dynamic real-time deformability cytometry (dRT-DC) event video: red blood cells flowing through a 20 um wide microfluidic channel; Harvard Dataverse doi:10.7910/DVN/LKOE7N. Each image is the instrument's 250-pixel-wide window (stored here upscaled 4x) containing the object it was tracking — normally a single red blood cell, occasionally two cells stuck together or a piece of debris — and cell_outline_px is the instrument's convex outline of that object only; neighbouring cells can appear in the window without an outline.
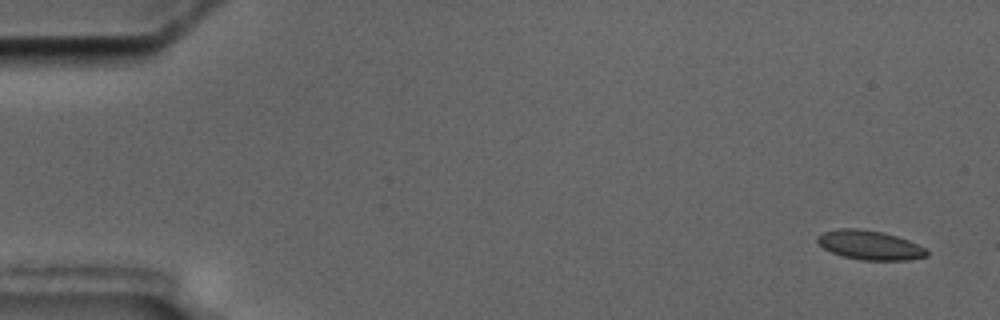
{"species": "common noctule bat (a hibernating species)", "species_latin": "Nyctalus noctula", "temperature_condition": "cold", "stored_images_in_passage": 5, "camera_frame_rate_fps": 3000, "um_per_image_px": 0.085, "animal": {"sex": "male", "body_mass_g": 17.5, "forearm_length_mm": 52.3}, "frame": {"image": 1, "passage_image": 1, "time_ms": 0.0, "image_size_px": [1000, 320], "cell_outline_px": [[928, 256], [912, 260], [860, 260], [844, 256], [832, 252], [824, 248], [816, 240], [816, 236], [824, 232], [840, 228], [856, 228], [884, 232], [908, 240], [924, 248], [928, 252]], "centroid_in_image_um": [73.93, 20.83], "position_along_channel_um": 11.1, "area_um2": 18.55}}
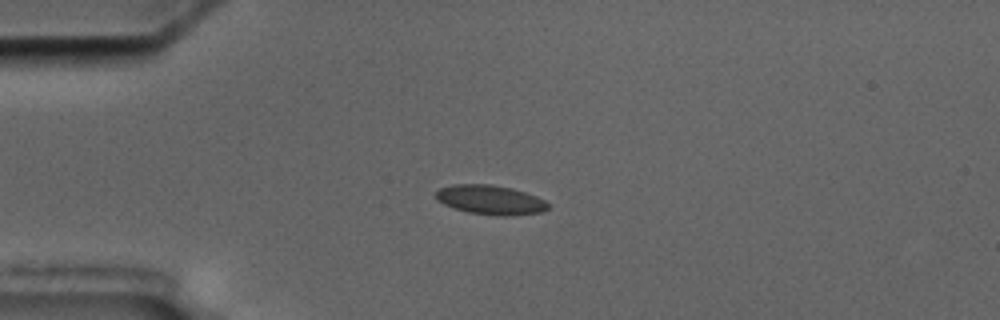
{"frame": {"image": 2, "passage_image": 4, "time_ms": 4.0, "image_size_px": [1000, 320], "cell_outline_px": [[548, 208], [544, 212], [512, 216], [496, 216], [468, 212], [452, 208], [436, 200], [436, 192], [440, 188], [452, 184], [492, 184], [512, 188], [536, 196], [544, 200], [548, 204]], "centroid_in_image_um": [41.68, 16.99], "position_along_channel_um": 43.3, "area_um2": 19.42}}